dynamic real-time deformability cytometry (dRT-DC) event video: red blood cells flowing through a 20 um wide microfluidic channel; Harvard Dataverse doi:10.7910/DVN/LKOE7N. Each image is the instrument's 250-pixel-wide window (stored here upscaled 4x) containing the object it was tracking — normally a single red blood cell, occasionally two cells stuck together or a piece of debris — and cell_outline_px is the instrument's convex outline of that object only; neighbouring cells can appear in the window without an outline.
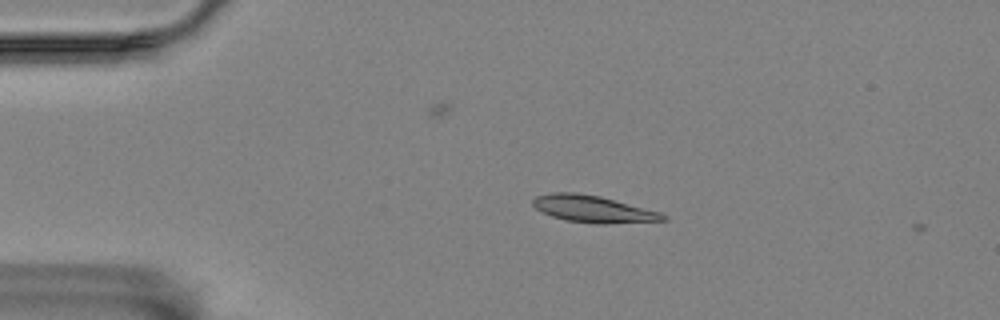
{"species": "Egyptian fruit bat (a non-hibernating species)", "species_latin": "Rousettus aegyptiacus", "temperature_condition": "room temperature", "stored_images_in_passage": 2, "camera_frame_rate_fps": 3000, "um_per_image_px": 0.085, "animal": {"sex": "female"}, "frame": {"image": 1, "passage_image": 1, "time_ms": 0.0, "image_size_px": [1000, 320], "cell_outline_px": [[668, 220], [608, 224], [596, 224], [564, 220], [540, 212], [532, 204], [532, 200], [536, 196], [552, 192], [576, 192], [600, 196], [660, 212], [668, 216]], "centroid_in_image_um": [50.4, 17.77], "position_along_channel_um": 34.6, "area_um2": 20.58}}